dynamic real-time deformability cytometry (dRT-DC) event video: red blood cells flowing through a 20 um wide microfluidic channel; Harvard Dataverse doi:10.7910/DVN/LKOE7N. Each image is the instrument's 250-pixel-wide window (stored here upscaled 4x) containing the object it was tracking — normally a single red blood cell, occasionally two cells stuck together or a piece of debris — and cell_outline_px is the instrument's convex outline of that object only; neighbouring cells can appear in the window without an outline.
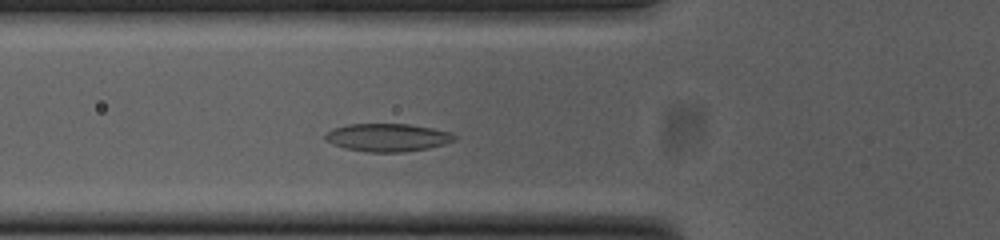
{"species": "common noctule bat (a hibernating species)", "species_latin": "Nyctalus noctula", "temperature_condition": "cold", "stored_images_in_passage": 39, "camera_frame_rate_fps": 3000, "um_per_image_px": 0.085, "animal": {"sex": "female", "body_mass_g": 23.0, "forearm_length_mm": 53.4}, "frame": {"image": 1, "passage_image": 10, "time_ms": 3.0, "image_size_px": [1000, 240], "cell_outline_px": [[456, 140], [444, 144], [428, 148], [404, 152], [364, 152], [344, 148], [332, 144], [324, 140], [324, 136], [328, 132], [336, 128], [348, 124], [408, 124], [432, 128], [452, 132], [456, 136]], "centroid_in_image_um": [32.95, 11.69], "position_along_channel_um": 92.8, "area_um2": 21.1}}
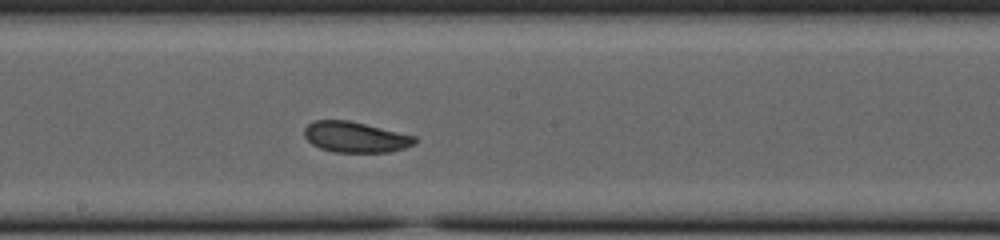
{"frame": {"image": 2, "passage_image": 20, "time_ms": 6.333, "image_size_px": [1000, 240], "cell_outline_px": [[416, 144], [404, 148], [388, 152], [332, 152], [320, 148], [312, 144], [304, 136], [304, 128], [308, 124], [316, 120], [348, 120], [416, 136]], "centroid_in_image_um": [30.2, 11.65], "position_along_channel_um": 218.0, "area_um2": 19.71}}
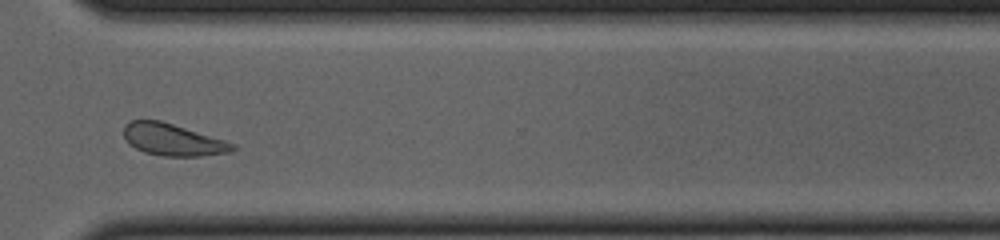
{"frame": {"image": 3, "passage_image": 31, "time_ms": 10.0, "image_size_px": [1000, 240], "cell_outline_px": [[236, 148], [232, 152], [200, 156], [164, 156], [144, 152], [128, 144], [124, 136], [124, 124], [128, 120], [160, 120], [224, 140], [236, 144]], "centroid_in_image_um": [14.67, 11.87], "position_along_channel_um": 355.9, "area_um2": 20.23}, "authors_computed_cell_mechanics": {"area_um2": 20.4612, "velocity_mm_per_s": 3.7511, "shape_relaxation_time_tau1_ms": 2.8716, "shape_relaxation_time_tau2_ms": 10.4866, "deformation_change_tau1": 0.0734, "deformation_change_tau2": 0.1477}}